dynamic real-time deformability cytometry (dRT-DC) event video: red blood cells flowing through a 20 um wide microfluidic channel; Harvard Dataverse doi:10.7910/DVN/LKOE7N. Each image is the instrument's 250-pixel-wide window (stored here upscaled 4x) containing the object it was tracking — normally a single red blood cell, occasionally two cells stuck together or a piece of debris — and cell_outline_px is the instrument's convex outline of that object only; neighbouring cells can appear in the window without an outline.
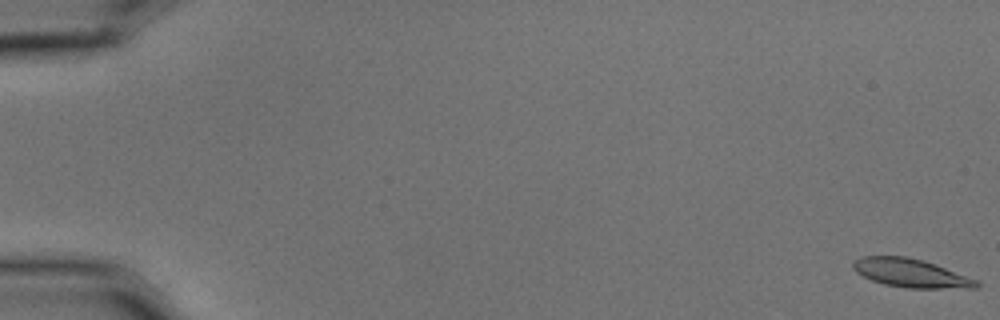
{"species": "common noctule bat (a hibernating species)", "species_latin": "Nyctalus noctula", "temperature_condition": "cold", "stored_images_in_passage": 4, "camera_frame_rate_fps": 3000, "um_per_image_px": 0.085, "animal": {"sex": "male", "body_mass_g": 15.6}, "frame": {"image": 1, "passage_image": 1, "time_ms": 0.0, "image_size_px": [1000, 320], "cell_outline_px": [[980, 284], [976, 288], [908, 288], [884, 284], [872, 280], [856, 272], [852, 268], [852, 264], [860, 256], [908, 256], [924, 260], [936, 264], [980, 280]], "centroid_in_image_um": [77.47, 23.2], "position_along_channel_um": 7.5, "area_um2": 20.69}}